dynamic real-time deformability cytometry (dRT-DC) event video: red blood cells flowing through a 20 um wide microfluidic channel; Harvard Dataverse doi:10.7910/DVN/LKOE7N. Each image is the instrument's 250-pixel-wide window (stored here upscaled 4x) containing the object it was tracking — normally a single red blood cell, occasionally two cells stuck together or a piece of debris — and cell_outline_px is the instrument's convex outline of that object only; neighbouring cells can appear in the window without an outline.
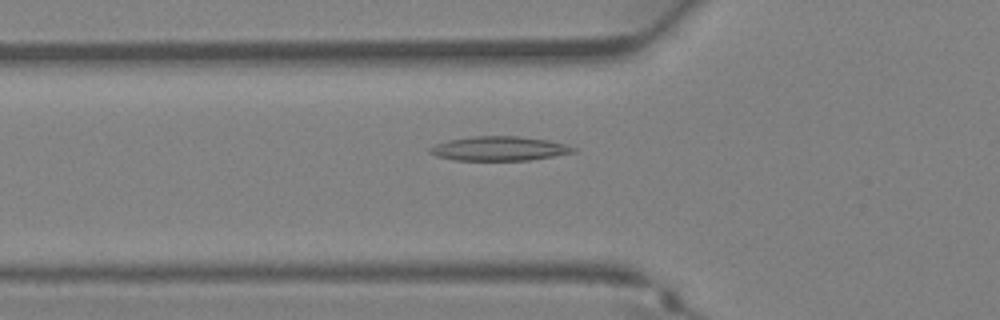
{"species": "Egyptian fruit bat (a non-hibernating species)", "species_latin": "Rousettus aegyptiacus", "temperature_condition": "warm", "stored_images_in_passage": 23, "camera_frame_rate_fps": 3000, "um_per_image_px": 0.085, "animal": {"sex": "female"}, "frame": {"image": 1, "passage_image": 4, "time_ms": 1.0, "image_size_px": [1000, 320], "cell_outline_px": [[576, 152], [528, 160], [456, 160], [436, 156], [428, 152], [428, 148], [436, 144], [448, 140], [472, 136], [516, 136], [548, 140], [564, 144], [576, 148]], "centroid_in_image_um": [42.4, 12.62], "position_along_channel_um": 83.4, "area_um2": 20.17}}
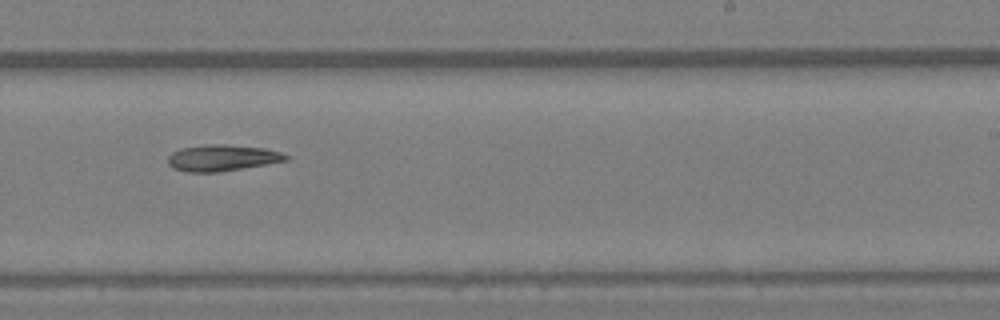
{"frame": {"image": 2, "passage_image": 14, "time_ms": 4.333, "image_size_px": [1000, 320], "cell_outline_px": [[288, 160], [216, 172], [188, 172], [172, 168], [168, 164], [168, 156], [172, 152], [180, 148], [208, 144], [228, 144], [264, 148], [280, 152], [288, 156]], "centroid_in_image_um": [18.83, 13.41], "position_along_channel_um": 270.2, "area_um2": 17.92}}
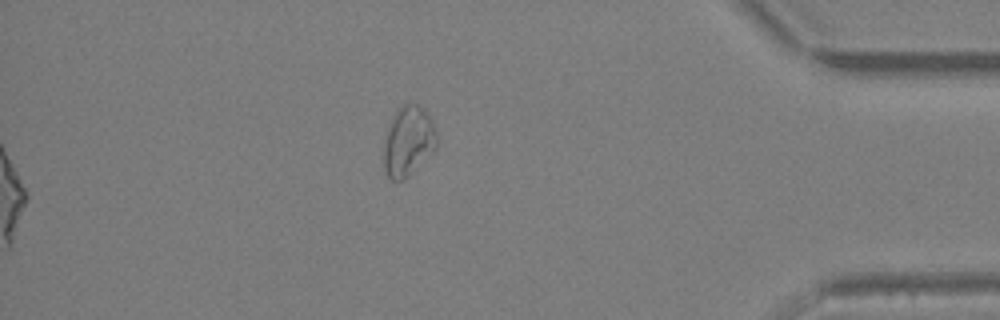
{"frame": {"image": 3, "passage_image": 23, "time_ms": 7.333, "image_size_px": [1000, 320], "cell_outline_px": [[436, 148], [404, 180], [392, 180], [388, 176], [384, 168], [384, 140], [392, 116], [396, 108], [412, 100], [432, 120], [436, 132]], "centroid_in_image_um": [34.68, 11.98], "position_along_channel_um": 400.5, "area_um2": 21.44}}